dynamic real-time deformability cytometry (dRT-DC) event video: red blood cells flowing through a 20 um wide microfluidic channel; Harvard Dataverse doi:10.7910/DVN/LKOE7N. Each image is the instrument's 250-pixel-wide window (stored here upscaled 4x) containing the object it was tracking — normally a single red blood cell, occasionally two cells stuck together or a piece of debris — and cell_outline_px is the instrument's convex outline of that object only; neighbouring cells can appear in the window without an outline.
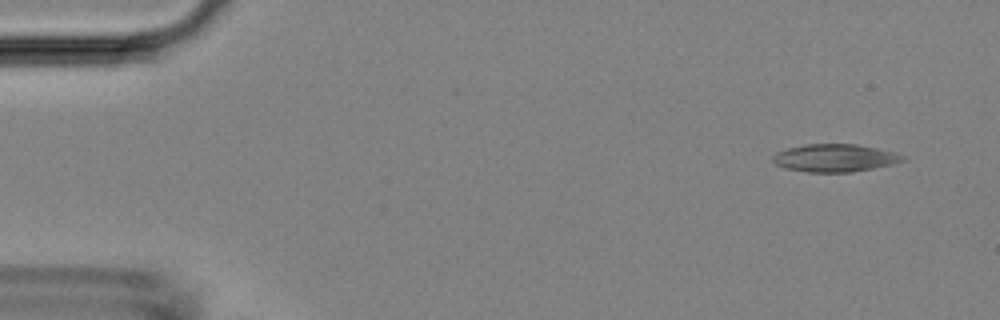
{"species": "Egyptian fruit bat (a non-hibernating species)", "species_latin": "Rousettus aegyptiacus", "temperature_condition": "room temperature", "stored_images_in_passage": 5, "camera_frame_rate_fps": 3000, "um_per_image_px": 0.085, "animal": {"sex": "female"}, "frame": {"image": 1, "passage_image": 1, "time_ms": 0.0, "image_size_px": [1000, 320], "cell_outline_px": [[908, 160], [892, 164], [852, 172], [808, 172], [784, 168], [776, 164], [772, 160], [772, 156], [776, 152], [788, 148], [804, 144], [856, 144], [896, 152], [904, 156]], "centroid_in_image_um": [70.96, 13.42], "position_along_channel_um": 14.0, "area_um2": 21.04}}
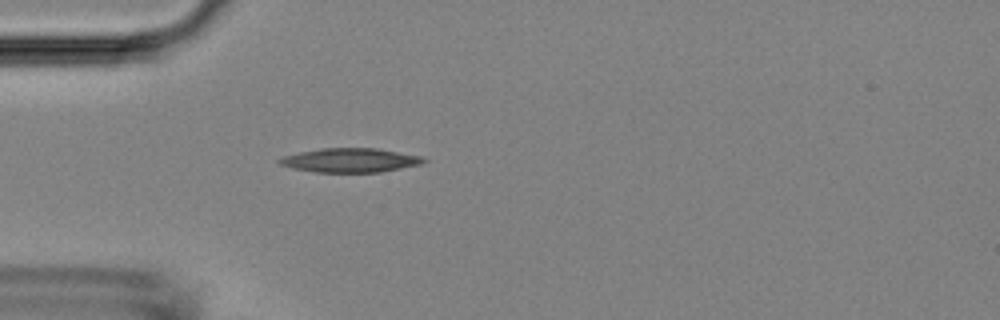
{"frame": {"image": 2, "passage_image": 5, "time_ms": 3.667, "image_size_px": [1000, 320], "cell_outline_px": [[428, 160], [424, 164], [380, 172], [316, 172], [292, 168], [280, 164], [276, 160], [280, 156], [320, 148], [376, 148], [424, 156]], "centroid_in_image_um": [29.8, 13.61], "position_along_channel_um": 55.2, "area_um2": 20.52}}